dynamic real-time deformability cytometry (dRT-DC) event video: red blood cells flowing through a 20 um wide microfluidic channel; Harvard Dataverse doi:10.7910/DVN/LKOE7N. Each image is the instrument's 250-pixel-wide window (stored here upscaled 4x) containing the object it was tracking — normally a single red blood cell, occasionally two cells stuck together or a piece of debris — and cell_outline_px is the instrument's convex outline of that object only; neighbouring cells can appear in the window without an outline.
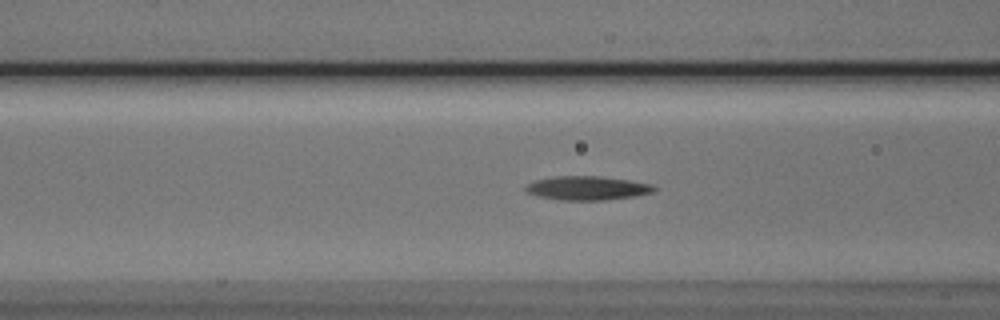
{"species": "Egyptian fruit bat (a non-hibernating species)", "species_latin": "Rousettus aegyptiacus", "temperature_condition": "cold", "stored_images_in_passage": 22, "camera_frame_rate_fps": 3000, "um_per_image_px": 0.085, "animal": {"sex": "male"}, "frame": {"image": 1, "passage_image": 7, "time_ms": 2.0, "image_size_px": [1000, 320], "cell_outline_px": [[656, 188], [652, 192], [636, 196], [608, 200], [560, 200], [540, 196], [528, 192], [524, 188], [528, 184], [536, 180], [552, 176], [600, 176], [628, 180], [652, 184]], "centroid_in_image_um": [49.94, 15.98], "position_along_channel_um": 116.7, "area_um2": 17.8}}
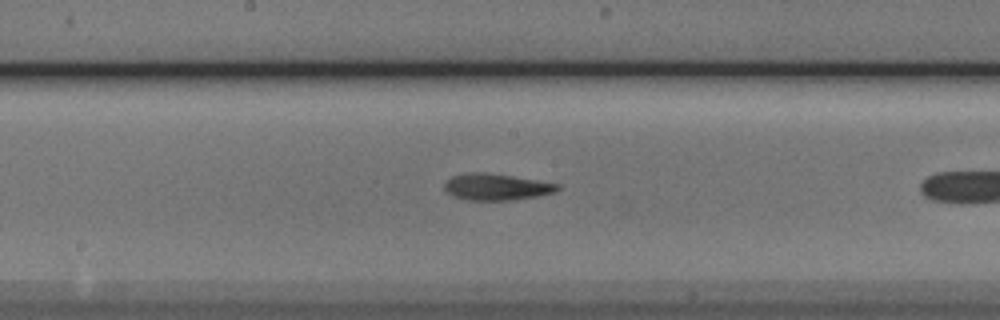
{"frame": {"image": 2, "passage_image": 14, "time_ms": 4.333, "image_size_px": [1000, 320], "cell_outline_px": [[560, 188], [556, 192], [536, 196], [512, 200], [468, 200], [452, 196], [444, 188], [444, 184], [452, 176], [472, 172], [484, 172], [512, 176], [560, 184]], "centroid_in_image_um": [42.2, 15.89], "position_along_channel_um": 206.0, "area_um2": 17.34}}
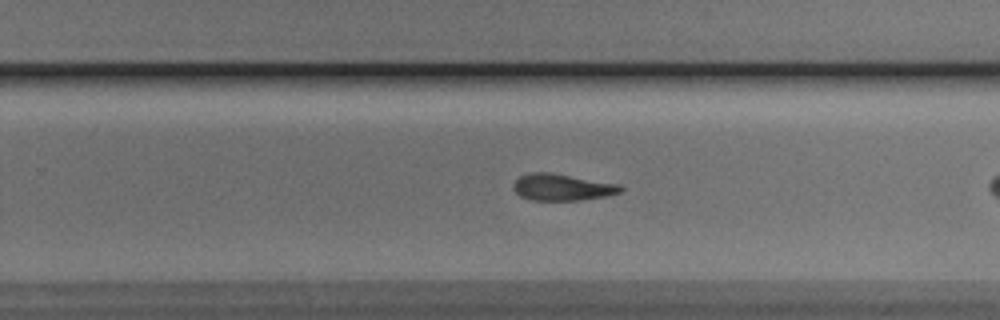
{"frame": {"image": 3, "passage_image": 20, "time_ms": 6.333, "image_size_px": [1000, 320], "cell_outline_px": [[624, 188], [620, 192], [604, 196], [580, 200], [532, 200], [520, 196], [512, 188], [512, 184], [520, 176], [528, 172], [548, 172], [620, 184]], "centroid_in_image_um": [47.75, 15.91], "position_along_channel_um": 282.1, "area_um2": 16.59}}